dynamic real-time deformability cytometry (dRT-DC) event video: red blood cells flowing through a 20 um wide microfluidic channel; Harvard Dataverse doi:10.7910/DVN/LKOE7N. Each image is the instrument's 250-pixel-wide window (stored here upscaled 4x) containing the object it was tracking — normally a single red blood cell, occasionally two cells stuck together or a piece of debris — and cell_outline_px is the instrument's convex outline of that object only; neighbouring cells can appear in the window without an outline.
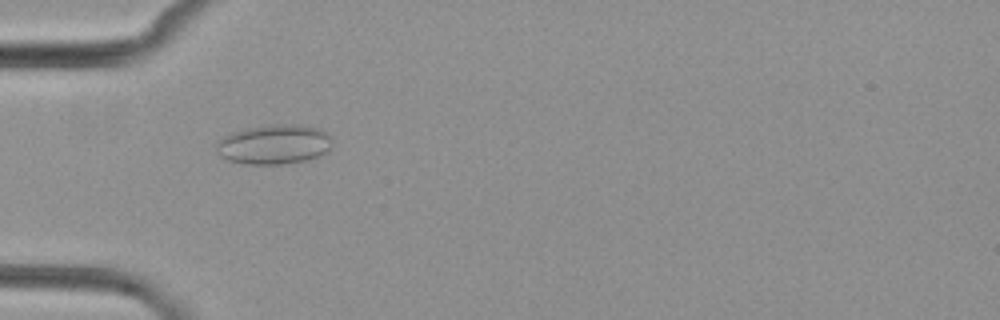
{"species": "common noctule bat (a hibernating species)", "species_latin": "Nyctalus noctula", "temperature_condition": "cold", "stored_images_in_passage": 1, "camera_frame_rate_fps": 3000, "um_per_image_px": 0.085, "animal": {"sex": "female", "body_mass_g": 29.2, "forearm_length_mm": 56.3}, "frame": {"image": 1, "passage_image": 1, "time_ms": 0.0, "image_size_px": [1000, 320], "cell_outline_px": [[332, 148], [308, 160], [280, 164], [240, 164], [228, 160], [220, 156], [216, 148], [216, 144], [224, 136], [232, 132], [244, 128], [268, 124], [296, 124], [320, 128], [328, 136], [332, 144]], "centroid_in_image_um": [23.26, 12.26], "position_along_channel_um": 61.7, "area_um2": 26.88}}